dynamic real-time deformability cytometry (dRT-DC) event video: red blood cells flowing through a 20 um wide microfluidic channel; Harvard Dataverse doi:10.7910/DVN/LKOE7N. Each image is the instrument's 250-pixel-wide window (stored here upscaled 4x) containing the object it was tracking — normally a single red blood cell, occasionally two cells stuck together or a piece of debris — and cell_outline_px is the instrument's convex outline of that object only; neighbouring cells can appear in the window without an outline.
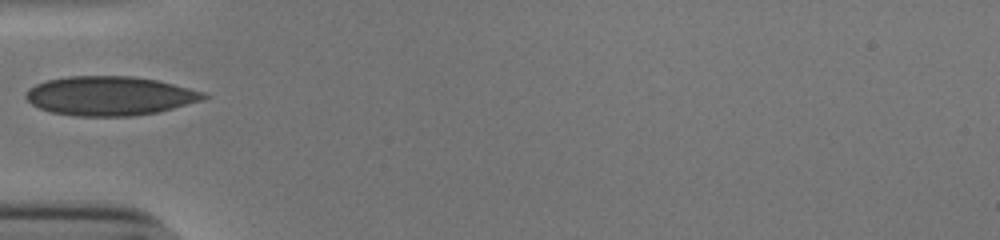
{"species": "human", "species_latin": "Homo sapiens", "temperature_condition": "cold", "stored_images_in_passage": 35, "camera_frame_rate_fps": 3000, "um_per_image_px": 0.085, "donor": {"sex": "male"}, "frame": {"image": 1, "passage_image": 1, "time_ms": 0.0, "image_size_px": [1000, 240], "cell_outline_px": [[208, 96], [200, 100], [172, 108], [156, 112], [132, 116], [76, 116], [52, 112], [40, 108], [32, 104], [24, 96], [24, 92], [28, 88], [36, 84], [48, 80], [68, 76], [132, 76], [156, 80], [204, 92]], "centroid_in_image_um": [9.27, 8.14], "position_along_channel_um": 75.7, "area_um2": 40.17}}
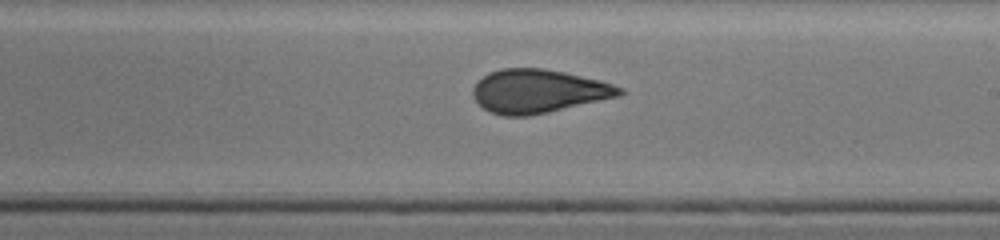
{"frame": {"image": 2, "passage_image": 14, "time_ms": 4.333, "image_size_px": [1000, 240], "cell_outline_px": [[624, 92], [620, 96], [548, 112], [528, 116], [504, 116], [488, 112], [472, 96], [472, 88], [488, 72], [500, 68], [544, 68], [564, 72], [600, 80], [624, 88]], "centroid_in_image_um": [45.75, 7.75], "position_along_channel_um": 243.3, "area_um2": 37.22}}
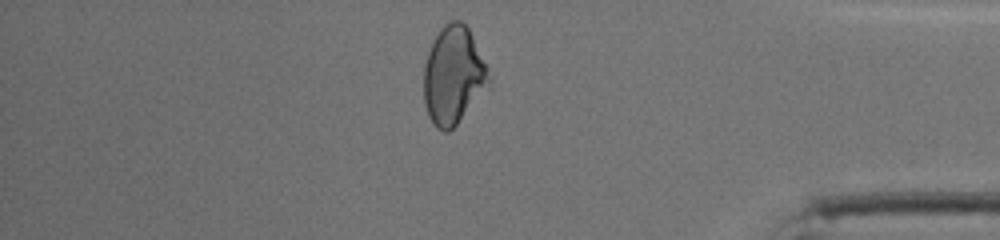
{"frame": {"image": 3, "passage_image": 28, "time_ms": 9.0, "image_size_px": [1000, 240], "cell_outline_px": [[492, 80], [456, 124], [448, 132], [444, 132], [436, 128], [432, 124], [428, 116], [424, 104], [424, 64], [428, 52], [436, 36], [444, 24], [452, 20], [460, 20], [468, 28], [488, 68]], "centroid_in_image_um": [38.51, 6.42], "position_along_channel_um": 396.7, "area_um2": 36.7}}